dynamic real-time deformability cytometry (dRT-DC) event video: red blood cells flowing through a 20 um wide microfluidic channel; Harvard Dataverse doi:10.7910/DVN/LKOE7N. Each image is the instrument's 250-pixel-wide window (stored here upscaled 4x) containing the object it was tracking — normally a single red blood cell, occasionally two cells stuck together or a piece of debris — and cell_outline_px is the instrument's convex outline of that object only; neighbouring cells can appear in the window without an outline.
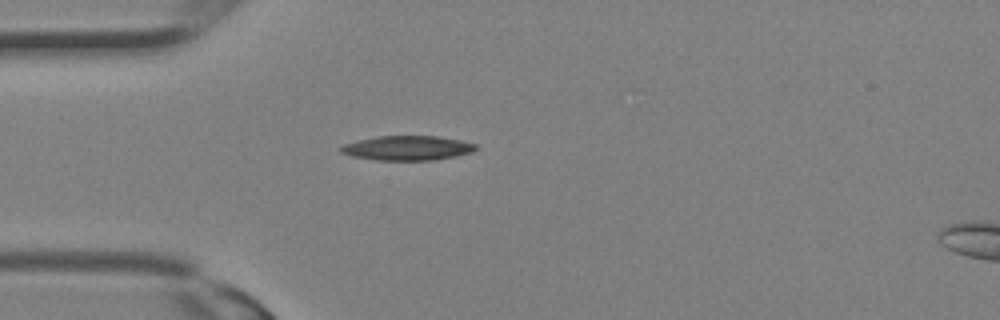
{"species": "Egyptian fruit bat (a non-hibernating species)", "species_latin": "Rousettus aegyptiacus", "temperature_condition": "room temperature", "stored_images_in_passage": 24, "camera_frame_rate_fps": 3000, "um_per_image_px": 0.085, "animal": {"sex": "female"}, "frame": {"image": 1, "passage_image": 1, "time_ms": 0.0, "image_size_px": [1000, 320], "cell_outline_px": [[476, 148], [472, 152], [432, 160], [376, 160], [352, 156], [340, 152], [340, 148], [344, 144], [376, 136], [440, 136], [460, 140], [476, 144]], "centroid_in_image_um": [34.61, 12.57], "position_along_channel_um": 50.4, "area_um2": 19.07}}
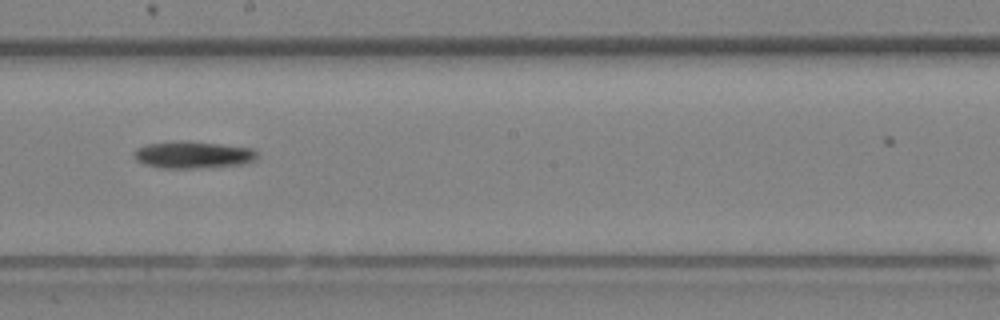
{"frame": {"image": 2, "passage_image": 10, "time_ms": 3.0, "image_size_px": [1000, 320], "cell_outline_px": [[256, 160], [248, 164], [192, 168], [156, 168], [144, 164], [136, 160], [136, 148], [148, 144], [220, 144], [252, 148], [256, 152]], "centroid_in_image_um": [16.47, 13.22], "position_along_channel_um": 231.7, "area_um2": 18.32}}
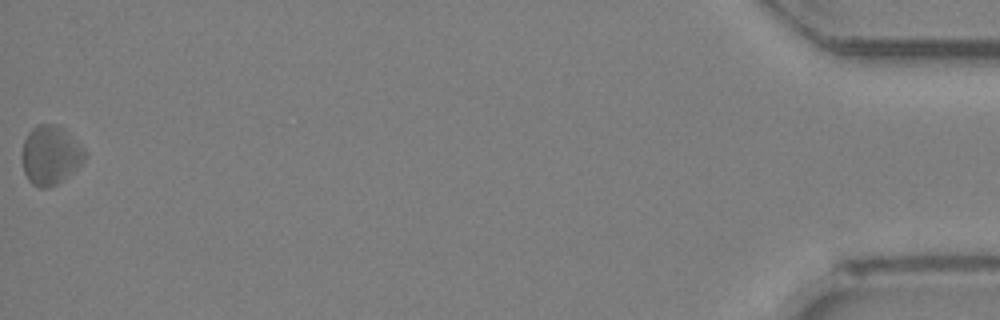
{"frame": {"image": 3, "passage_image": 24, "time_ms": 7.667, "image_size_px": [1000, 320], "cell_outline_px": [[88, 156], [72, 172], [56, 184], [48, 188], [40, 188], [32, 184], [28, 180], [24, 172], [24, 140], [28, 132], [36, 124], [52, 124], [64, 128], [88, 152]], "centroid_in_image_um": [4.32, 13.17], "position_along_channel_um": 430.9, "area_um2": 21.39}}